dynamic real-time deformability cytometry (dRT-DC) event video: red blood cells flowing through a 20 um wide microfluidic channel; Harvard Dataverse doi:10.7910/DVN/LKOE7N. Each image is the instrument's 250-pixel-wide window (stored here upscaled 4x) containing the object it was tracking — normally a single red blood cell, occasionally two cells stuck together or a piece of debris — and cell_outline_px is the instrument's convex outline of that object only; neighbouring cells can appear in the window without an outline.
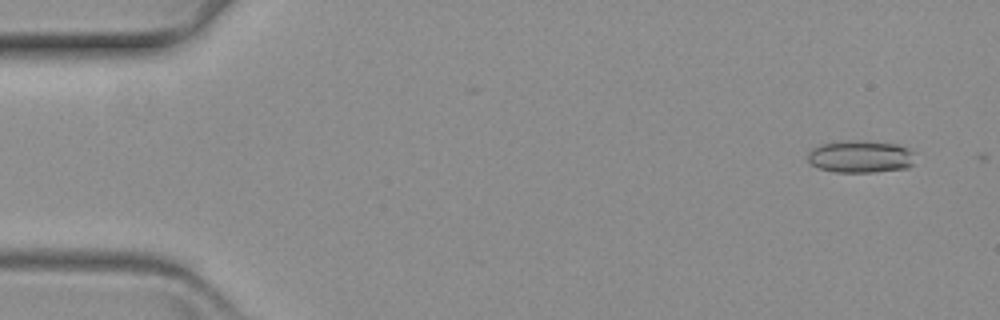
{"species": "common noctule bat (a hibernating species)", "species_latin": "Nyctalus noctula", "temperature_condition": "warm", "stored_images_in_passage": 5, "camera_frame_rate_fps": 3000, "um_per_image_px": 0.085, "animal": {"sex": "female", "body_mass_g": 19.3, "forearm_length_mm": 54.1}, "frame": {"image": 1, "passage_image": 2, "time_ms": 0.333, "image_size_px": [1000, 320], "cell_outline_px": [[912, 164], [908, 168], [872, 172], [836, 172], [820, 168], [812, 164], [808, 160], [808, 152], [812, 148], [824, 144], [860, 140], [896, 144], [908, 148], [912, 152]], "centroid_in_image_um": [73.14, 13.32], "position_along_channel_um": 11.9, "area_um2": 19.83}}